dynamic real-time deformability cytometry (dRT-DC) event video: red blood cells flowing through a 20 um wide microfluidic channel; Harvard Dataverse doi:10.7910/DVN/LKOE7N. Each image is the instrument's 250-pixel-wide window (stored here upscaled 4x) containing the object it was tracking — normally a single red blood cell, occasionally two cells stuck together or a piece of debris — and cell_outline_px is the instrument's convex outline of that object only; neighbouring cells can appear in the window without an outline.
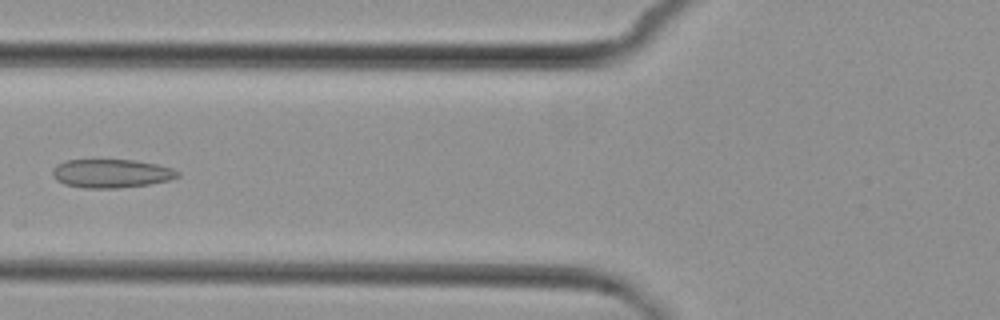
{"species": "common noctule bat (a hibernating species)", "species_latin": "Nyctalus noctula", "temperature_condition": "cold", "stored_images_in_passage": 5, "camera_frame_rate_fps": 3000, "um_per_image_px": 0.085, "animal": {"sex": "female", "body_mass_g": 29.2, "forearm_length_mm": 56.3}, "frame": {"image": 1, "passage_image": 5, "time_ms": 4.667, "image_size_px": [1000, 320], "cell_outline_px": [[180, 176], [168, 180], [148, 184], [116, 188], [84, 188], [64, 184], [56, 180], [52, 176], [52, 168], [56, 164], [64, 160], [136, 160], [156, 164], [172, 168], [180, 172]], "centroid_in_image_um": [9.42, 14.74], "position_along_channel_um": 116.4, "area_um2": 20.92}}